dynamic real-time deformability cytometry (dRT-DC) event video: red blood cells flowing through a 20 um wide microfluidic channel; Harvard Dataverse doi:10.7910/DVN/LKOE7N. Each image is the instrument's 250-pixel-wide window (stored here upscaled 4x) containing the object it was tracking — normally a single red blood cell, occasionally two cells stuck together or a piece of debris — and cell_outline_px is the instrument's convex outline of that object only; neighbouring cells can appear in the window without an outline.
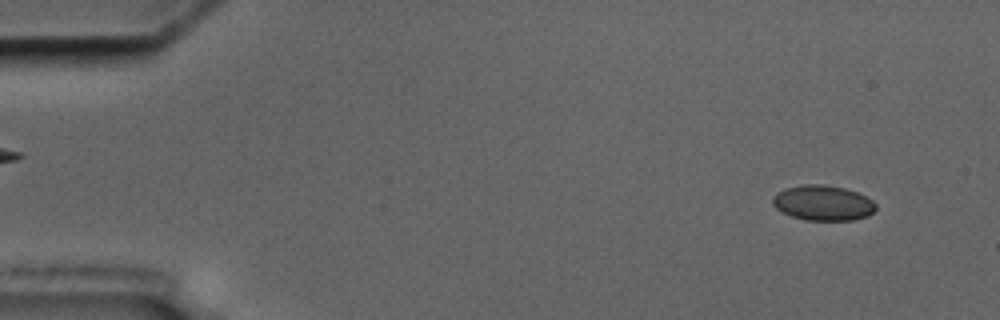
{"species": "common noctule bat (a hibernating species)", "species_latin": "Nyctalus noctula", "temperature_condition": "cold", "stored_images_in_passage": 8, "camera_frame_rate_fps": 3000, "um_per_image_px": 0.085, "animal": {"sex": "male", "body_mass_g": 17.5, "forearm_length_mm": 52.3}, "frame": {"image": 1, "passage_image": 2, "time_ms": 1.0, "image_size_px": [1000, 320], "cell_outline_px": [[876, 208], [868, 216], [852, 220], [804, 220], [792, 216], [776, 208], [772, 204], [772, 196], [776, 192], [784, 188], [800, 184], [824, 184], [844, 188], [856, 192], [872, 200], [876, 204]], "centroid_in_image_um": [69.92, 17.23], "position_along_channel_um": 15.1, "area_um2": 21.27}}
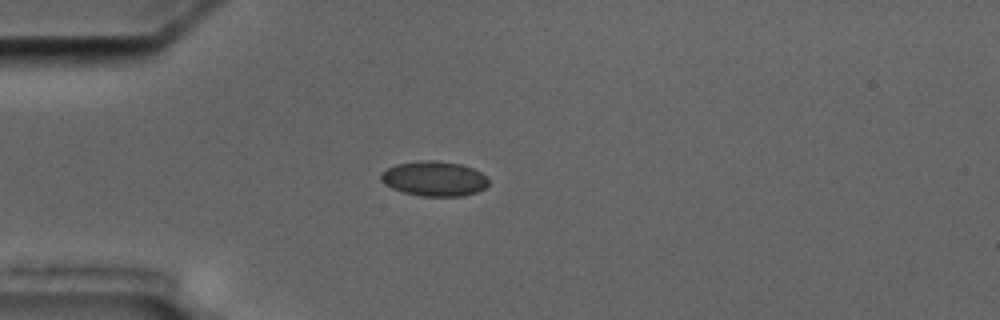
{"frame": {"image": 2, "passage_image": 5, "time_ms": 4.667, "image_size_px": [1000, 320], "cell_outline_px": [[488, 184], [484, 188], [476, 192], [464, 196], [420, 196], [404, 192], [392, 188], [384, 184], [380, 180], [380, 172], [396, 164], [420, 160], [436, 160], [460, 164], [472, 168], [488, 176]], "centroid_in_image_um": [36.89, 15.18], "position_along_channel_um": 48.1, "area_um2": 22.02}}